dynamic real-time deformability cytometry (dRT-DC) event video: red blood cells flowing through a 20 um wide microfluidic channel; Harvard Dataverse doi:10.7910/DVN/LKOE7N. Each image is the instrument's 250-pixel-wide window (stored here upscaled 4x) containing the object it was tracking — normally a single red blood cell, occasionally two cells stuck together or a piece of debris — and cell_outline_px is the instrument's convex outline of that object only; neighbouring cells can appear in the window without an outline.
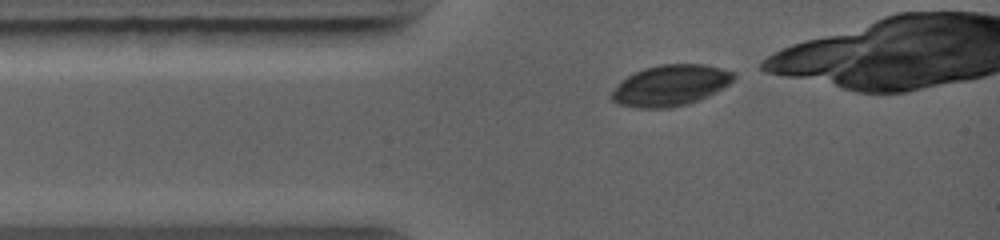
{"species": "common noctule bat (a hibernating species)", "species_latin": "Nyctalus noctula", "temperature_condition": "warm", "stored_images_in_passage": 14, "camera_frame_rate_fps": 5000, "um_per_image_px": 0.085, "animal": {"sex": "female", "body_mass_g": 19.0, "forearm_length_mm": 56.7}, "frame": {"image": 1, "passage_image": 1, "time_ms": 0.0, "image_size_px": [1000, 240], "cell_outline_px": [[736, 76], [728, 84], [716, 92], [688, 104], [668, 108], [636, 108], [616, 104], [608, 96], [620, 80], [644, 68], [660, 64], [704, 64], [736, 72]], "centroid_in_image_um": [56.95, 7.26], "position_along_channel_um": 28.1, "area_um2": 29.3}}
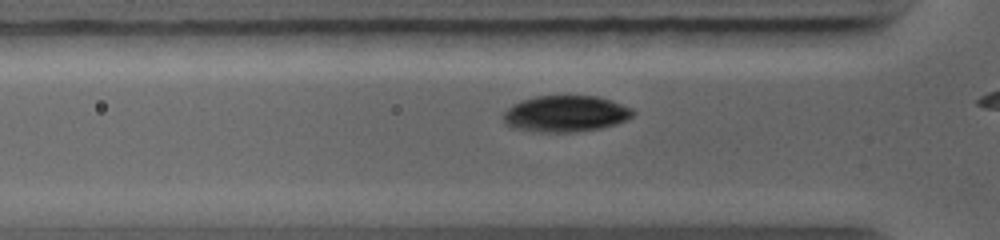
{"frame": {"image": 2, "passage_image": 7, "time_ms": 1.4, "image_size_px": [1000, 240], "cell_outline_px": [[636, 112], [628, 120], [616, 124], [600, 128], [576, 132], [532, 132], [512, 128], [504, 124], [504, 112], [512, 104], [520, 100], [536, 96], [596, 96], [612, 100], [632, 108]], "centroid_in_image_um": [48.07, 9.67], "position_along_channel_um": 77.7, "area_um2": 27.8}}
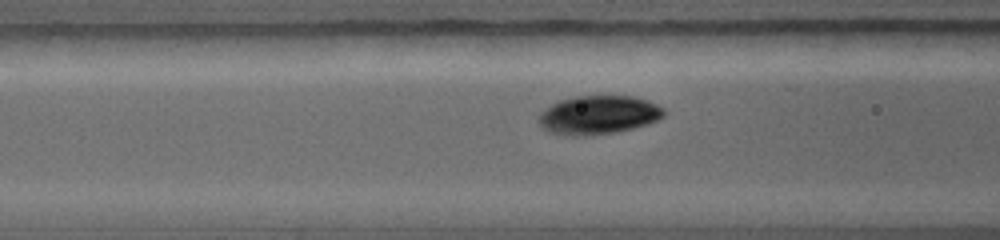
{"frame": {"image": 3, "passage_image": 11, "time_ms": 2.2, "image_size_px": [1000, 240], "cell_outline_px": [[664, 116], [648, 124], [616, 132], [584, 136], [572, 136], [548, 132], [540, 128], [540, 112], [556, 100], [576, 96], [632, 96], [648, 100], [664, 108]], "centroid_in_image_um": [50.84, 9.77], "position_along_channel_um": 115.8, "area_um2": 28.38}}